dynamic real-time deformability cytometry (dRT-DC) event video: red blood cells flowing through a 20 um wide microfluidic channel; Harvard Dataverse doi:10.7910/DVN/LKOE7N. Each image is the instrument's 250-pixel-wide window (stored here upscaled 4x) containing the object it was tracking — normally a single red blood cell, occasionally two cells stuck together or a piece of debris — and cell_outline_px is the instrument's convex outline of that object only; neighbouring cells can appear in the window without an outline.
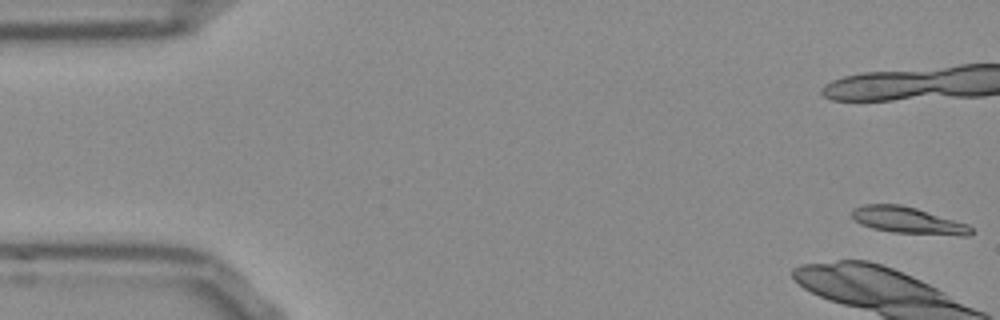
{"species": "Egyptian fruit bat (a non-hibernating species)", "species_latin": "Rousettus aegyptiacus", "temperature_condition": "room temperature", "stored_images_in_passage": 17, "camera_frame_rate_fps": 3000, "um_per_image_px": 0.085, "frame": {"image": 1, "passage_image": 1, "time_ms": 0.0, "image_size_px": [1000, 320], "cell_outline_px": [[972, 232], [968, 236], [964, 236], [892, 232], [872, 228], [860, 224], [852, 216], [852, 208], [864, 204], [900, 204], [916, 208], [968, 224], [972, 228]], "centroid_in_image_um": [77.17, 18.73], "position_along_channel_um": 7.8, "area_um2": 18.44}}